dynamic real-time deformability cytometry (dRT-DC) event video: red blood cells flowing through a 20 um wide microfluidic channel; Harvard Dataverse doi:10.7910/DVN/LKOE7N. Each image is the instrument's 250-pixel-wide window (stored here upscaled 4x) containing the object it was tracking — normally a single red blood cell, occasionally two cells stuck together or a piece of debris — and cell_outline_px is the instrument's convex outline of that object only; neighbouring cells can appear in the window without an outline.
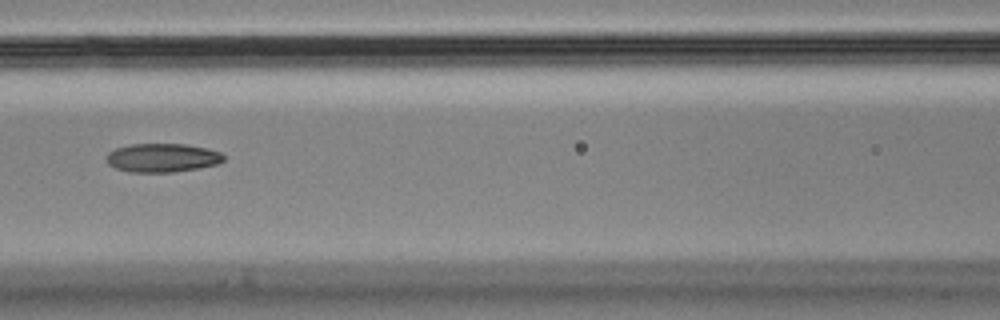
{"species": "Egyptian fruit bat (a non-hibernating species)", "species_latin": "Rousettus aegyptiacus", "temperature_condition": "cold", "stored_images_in_passage": 5, "camera_frame_rate_fps": 3000, "um_per_image_px": 0.085, "animal": {"sex": "male"}, "frame": {"image": 1, "passage_image": 5, "time_ms": 1.333, "image_size_px": [1000, 320], "cell_outline_px": [[224, 160], [216, 164], [200, 168], [172, 172], [128, 172], [116, 168], [108, 164], [108, 152], [116, 148], [132, 144], [184, 144], [208, 148], [220, 152], [224, 156]], "centroid_in_image_um": [13.81, 13.41], "position_along_channel_um": 152.8, "area_um2": 19.54}}